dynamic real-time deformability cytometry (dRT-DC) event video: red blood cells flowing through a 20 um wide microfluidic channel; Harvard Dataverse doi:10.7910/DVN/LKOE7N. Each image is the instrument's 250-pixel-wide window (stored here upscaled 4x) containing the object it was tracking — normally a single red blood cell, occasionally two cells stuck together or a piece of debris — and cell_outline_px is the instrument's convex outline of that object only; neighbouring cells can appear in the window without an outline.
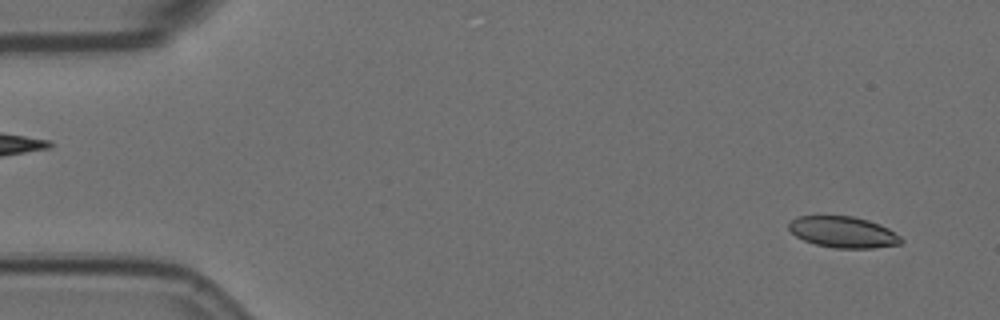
{"species": "Egyptian fruit bat (a non-hibernating species)", "species_latin": "Rousettus aegyptiacus", "temperature_condition": "room temperature", "stored_images_in_passage": 56, "camera_frame_rate_fps": 3000, "um_per_image_px": 0.085, "animal": {"sex": "female"}, "frame": {"image": 1, "passage_image": 3, "time_ms": 0.667, "image_size_px": [1000, 320], "cell_outline_px": [[904, 240], [900, 244], [872, 248], [836, 248], [816, 244], [804, 240], [796, 236], [788, 228], [788, 224], [796, 216], [852, 216], [868, 220], [880, 224], [888, 228], [900, 236]], "centroid_in_image_um": [71.68, 19.72], "position_along_channel_um": 13.3, "area_um2": 20.35}}
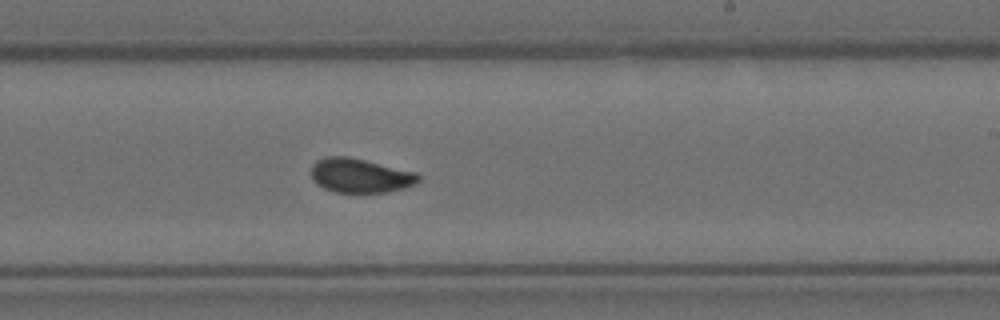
{"frame": {"image": 2, "passage_image": 33, "time_ms": 10.667, "image_size_px": [1000, 320], "cell_outline_px": [[420, 180], [416, 184], [404, 188], [384, 192], [336, 192], [324, 188], [316, 184], [312, 180], [312, 164], [316, 160], [328, 156], [348, 156], [416, 172], [420, 176]], "centroid_in_image_um": [30.6, 14.92], "position_along_channel_um": 258.4, "area_um2": 21.39}}
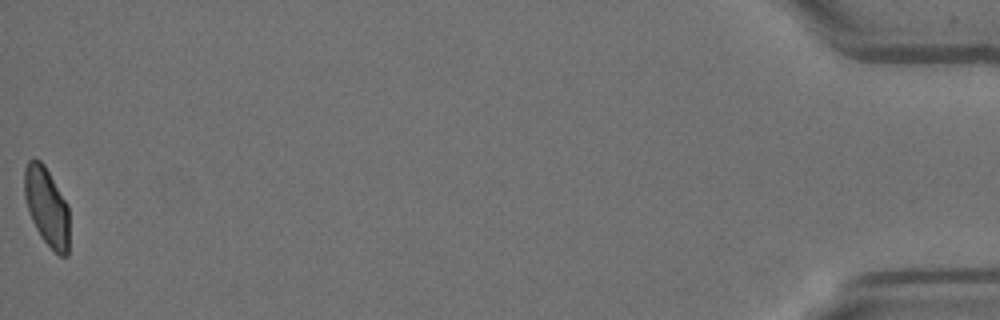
{"frame": {"image": 3, "passage_image": 56, "time_ms": 18.333, "image_size_px": [1000, 320], "cell_outline_px": [[68, 256], [60, 256], [40, 236], [32, 220], [24, 196], [24, 168], [28, 160], [40, 160], [44, 164], [68, 204]], "centroid_in_image_um": [3.97, 17.54], "position_along_channel_um": 431.2, "area_um2": 20.35}, "authors_computed_cell_mechanics": {"area_um2": 21.2704, "velocity_mm_per_s": 3.5755, "shape_relaxation_time_tau1_ms": 10.1247, "shape_relaxation_time_tau2_ms": 1.2421, "deformation_change_tau1": 0.2264, "deformation_change_tau2": 0.0503}}